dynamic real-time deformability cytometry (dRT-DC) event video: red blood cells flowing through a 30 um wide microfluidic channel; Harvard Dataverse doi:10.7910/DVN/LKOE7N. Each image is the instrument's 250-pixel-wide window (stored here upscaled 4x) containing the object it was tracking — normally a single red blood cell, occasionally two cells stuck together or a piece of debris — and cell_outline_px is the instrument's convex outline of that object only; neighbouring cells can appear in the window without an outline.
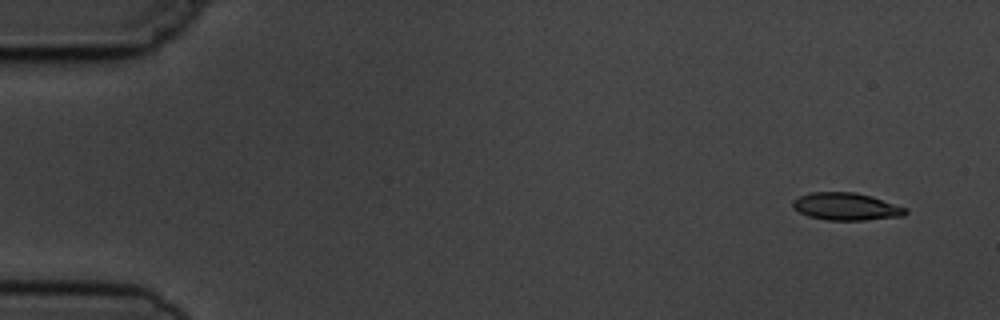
{"species": "common noctule bat (a hibernating species)", "species_latin": "Nyctalus noctula", "temperature_condition": "cold", "stored_images_in_passage": 5, "camera_frame_rate_fps": 3000, "um_per_image_px": 0.085, "animal": {"sex": "male", "body_mass_g": 19.5, "forearm_length_mm": 54.6}, "frame": {"image": 1, "passage_image": 2, "time_ms": 1.0, "image_size_px": [1000, 320], "cell_outline_px": [[908, 212], [904, 216], [864, 220], [824, 220], [808, 216], [792, 208], [792, 200], [800, 196], [812, 192], [856, 192], [872, 196], [908, 208]], "centroid_in_image_um": [71.93, 17.56], "position_along_channel_um": 13.1, "area_um2": 18.21}}
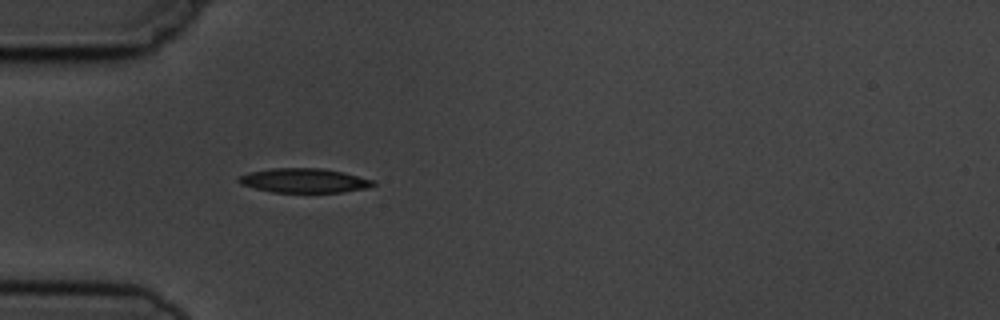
{"frame": {"image": 2, "passage_image": 5, "time_ms": 5.333, "image_size_px": [1000, 320], "cell_outline_px": [[376, 184], [368, 188], [340, 192], [272, 192], [240, 184], [236, 180], [240, 176], [252, 172], [272, 168], [320, 168], [344, 172], [376, 180]], "centroid_in_image_um": [25.9, 15.34], "position_along_channel_um": 59.1, "area_um2": 19.02}}